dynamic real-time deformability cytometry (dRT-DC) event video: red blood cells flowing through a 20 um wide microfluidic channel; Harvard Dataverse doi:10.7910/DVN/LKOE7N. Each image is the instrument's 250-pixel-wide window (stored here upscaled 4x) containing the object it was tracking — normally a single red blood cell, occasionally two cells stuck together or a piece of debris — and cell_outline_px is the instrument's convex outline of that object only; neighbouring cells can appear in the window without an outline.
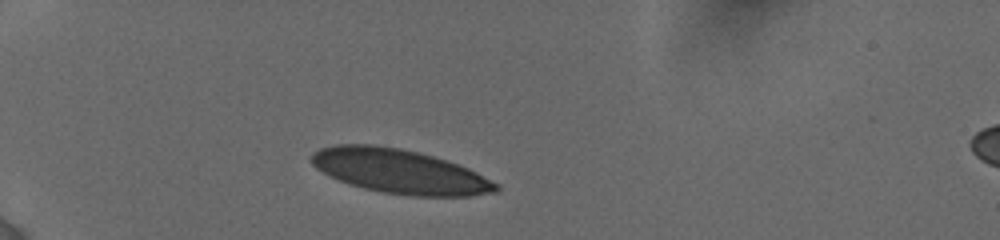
{"species": "human", "species_latin": "Homo sapiens", "temperature_condition": "cold", "stored_images_in_passage": 3, "camera_frame_rate_fps": 3000, "um_per_image_px": 0.085, "donor": {"sex": "female"}, "frame": {"image": 1, "passage_image": 1, "time_ms": 0.0, "image_size_px": [1000, 240], "cell_outline_px": [[500, 188], [496, 192], [468, 196], [412, 196], [380, 192], [348, 184], [316, 168], [308, 160], [308, 156], [312, 152], [320, 148], [336, 144], [372, 144], [400, 148], [432, 156], [468, 168], [500, 184]], "centroid_in_image_um": [33.94, 14.56], "position_along_channel_um": 51.1, "area_um2": 47.57}}
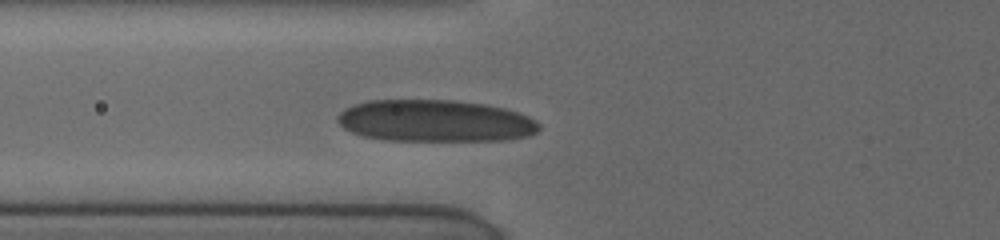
{"frame": {"image": 2, "passage_image": 3, "time_ms": 2.0, "image_size_px": [1000, 240], "cell_outline_px": [[540, 128], [536, 132], [528, 136], [508, 140], [384, 140], [364, 136], [352, 132], [344, 128], [336, 120], [336, 116], [344, 108], [368, 100], [452, 100], [488, 104], [520, 112], [536, 120], [540, 124]], "centroid_in_image_um": [37.0, 10.27], "position_along_channel_um": 88.8, "area_um2": 49.48}}